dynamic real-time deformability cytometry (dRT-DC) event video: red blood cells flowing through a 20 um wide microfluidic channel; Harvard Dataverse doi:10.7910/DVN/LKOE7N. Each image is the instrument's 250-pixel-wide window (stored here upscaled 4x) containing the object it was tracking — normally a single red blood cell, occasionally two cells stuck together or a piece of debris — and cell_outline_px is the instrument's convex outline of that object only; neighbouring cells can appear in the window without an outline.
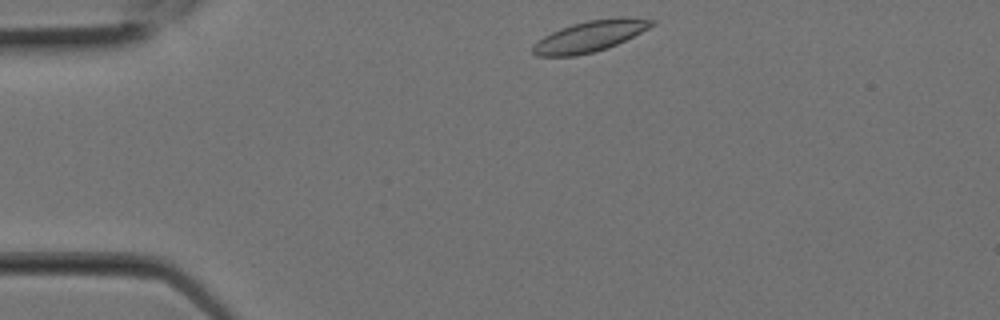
{"species": "Egyptian fruit bat (a non-hibernating species)", "species_latin": "Rousettus aegyptiacus", "temperature_condition": "room temperature", "stored_images_in_passage": 3, "camera_frame_rate_fps": 3000, "um_per_image_px": 0.085, "animal": {"sex": "female"}, "frame": {"image": 1, "passage_image": 1, "time_ms": 0.0, "image_size_px": [1000, 320], "cell_outline_px": [[656, 24], [616, 44], [592, 52], [576, 56], [536, 56], [532, 52], [532, 44], [544, 36], [560, 28], [572, 24], [588, 20], [624, 16], [628, 16], [656, 20]], "centroid_in_image_um": [50.13, 3.06], "position_along_channel_um": 34.9, "area_um2": 21.39}}